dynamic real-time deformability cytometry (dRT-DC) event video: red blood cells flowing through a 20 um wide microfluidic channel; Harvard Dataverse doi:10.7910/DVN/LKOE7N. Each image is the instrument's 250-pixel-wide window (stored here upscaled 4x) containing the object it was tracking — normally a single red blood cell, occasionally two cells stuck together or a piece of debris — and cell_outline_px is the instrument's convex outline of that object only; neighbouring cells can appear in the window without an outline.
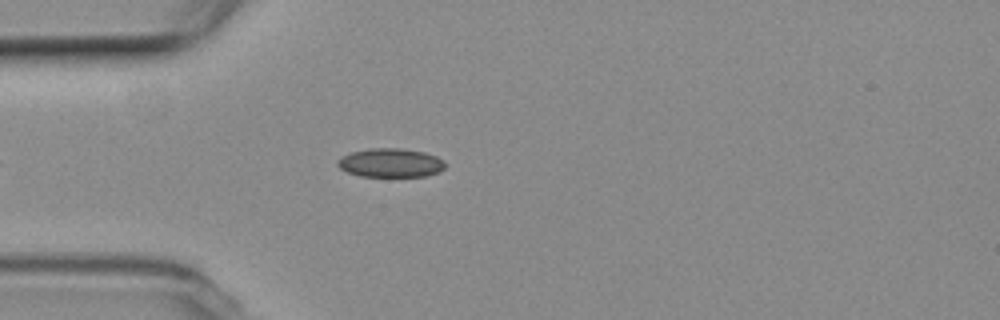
{"species": "common noctule bat (a hibernating species)", "species_latin": "Nyctalus noctula", "temperature_condition": "room temperature", "stored_images_in_passage": 11, "camera_frame_rate_fps": 3000, "um_per_image_px": 0.085, "animal": {"sex": "female", "body_mass_g": 19.3, "forearm_length_mm": 54.1}, "frame": {"image": 1, "passage_image": 6, "time_ms": 1.667, "image_size_px": [1000, 320], "cell_outline_px": [[444, 168], [440, 172], [424, 176], [360, 176], [348, 172], [340, 168], [336, 164], [336, 160], [340, 156], [348, 152], [372, 148], [400, 148], [424, 152], [436, 156], [444, 160]], "centroid_in_image_um": [33.16, 13.83], "position_along_channel_um": 51.8, "area_um2": 18.21}}
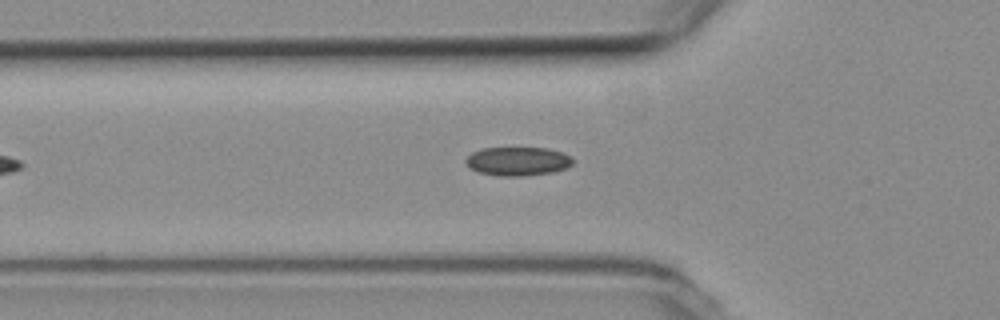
{"frame": {"image": 2, "passage_image": 9, "time_ms": 2.667, "image_size_px": [1000, 320], "cell_outline_px": [[572, 164], [564, 168], [552, 172], [524, 176], [500, 176], [480, 172], [468, 168], [464, 160], [472, 152], [484, 148], [548, 148], [572, 156]], "centroid_in_image_um": [43.98, 13.71], "position_along_channel_um": 81.8, "area_um2": 17.86}}